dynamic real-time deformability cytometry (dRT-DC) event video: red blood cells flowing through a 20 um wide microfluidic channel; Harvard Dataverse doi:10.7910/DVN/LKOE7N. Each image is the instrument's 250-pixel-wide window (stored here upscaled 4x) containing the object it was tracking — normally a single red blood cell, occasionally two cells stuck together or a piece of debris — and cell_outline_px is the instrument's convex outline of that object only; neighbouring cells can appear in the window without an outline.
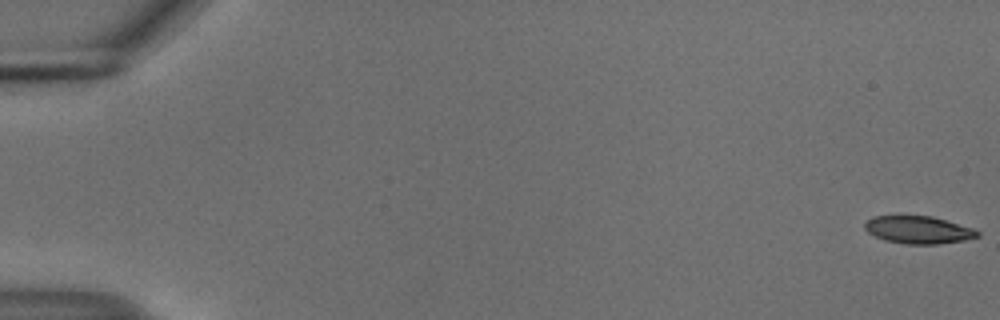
{"species": "common noctule bat (a hibernating species)", "species_latin": "Nyctalus noctula", "temperature_condition": "cold", "stored_images_in_passage": 55, "camera_frame_rate_fps": 3000, "um_per_image_px": 0.085, "animal": {"sex": "male", "body_mass_g": 18.8}, "frame": {"image": 1, "passage_image": 1, "time_ms": 0.0, "image_size_px": [1000, 320], "cell_outline_px": [[980, 236], [964, 240], [940, 244], [904, 244], [884, 240], [868, 232], [864, 228], [864, 224], [872, 216], [932, 216], [976, 228], [980, 232]], "centroid_in_image_um": [78.11, 19.54], "position_along_channel_um": 6.9, "area_um2": 18.26}}
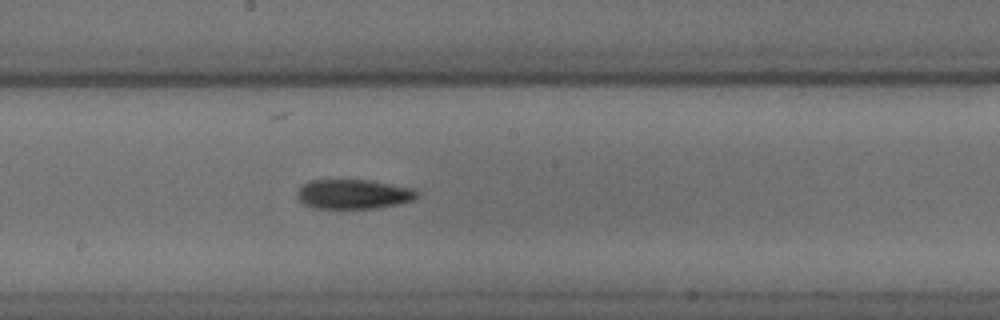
{"frame": {"image": 2, "passage_image": 31, "time_ms": 10.0, "image_size_px": [1000, 320], "cell_outline_px": [[420, 192], [412, 200], [396, 204], [376, 208], [316, 208], [304, 204], [296, 196], [296, 192], [304, 184], [312, 180], [372, 180], [412, 188]], "centroid_in_image_um": [30.04, 16.49], "position_along_channel_um": 218.2, "area_um2": 20.46}}
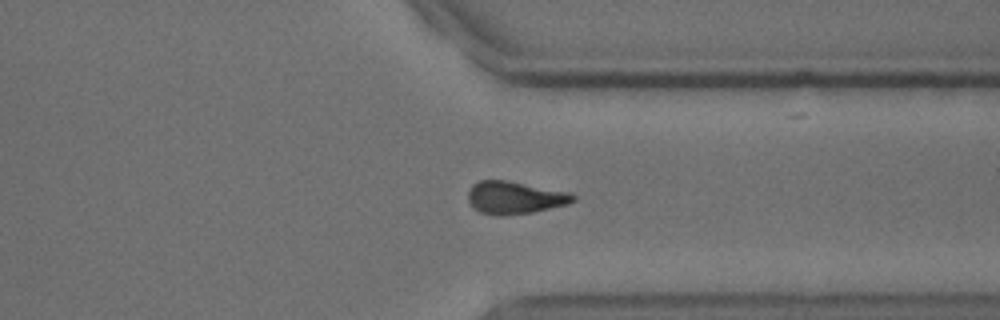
{"frame": {"image": 3, "passage_image": 43, "time_ms": 14.0, "image_size_px": [1000, 320], "cell_outline_px": [[576, 200], [568, 204], [532, 212], [496, 216], [480, 212], [468, 200], [468, 192], [472, 184], [480, 180], [504, 180], [572, 192], [576, 196]], "centroid_in_image_um": [43.78, 16.79], "position_along_channel_um": 367.6, "area_um2": 19.88}, "authors_computed_cell_mechanics": {"area_um2": 19.7676, "velocity_mm_per_s": 3.7391, "shape_relaxation_time_tau1_ms": 3.5805, "shape_relaxation_time_tau2_ms": null, "deformation_change_tau1": 0.1254, "deformation_change_tau2": null}}